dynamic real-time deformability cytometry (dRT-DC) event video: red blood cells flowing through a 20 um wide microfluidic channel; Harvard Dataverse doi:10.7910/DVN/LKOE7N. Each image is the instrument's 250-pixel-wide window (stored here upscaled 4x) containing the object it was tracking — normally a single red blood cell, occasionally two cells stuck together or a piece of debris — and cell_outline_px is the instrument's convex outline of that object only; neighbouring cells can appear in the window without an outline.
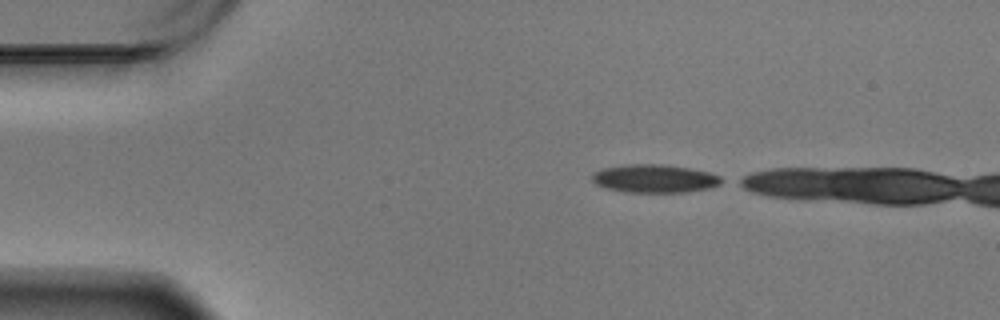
{"species": "Egyptian fruit bat (a non-hibernating species)", "species_latin": "Rousettus aegyptiacus", "temperature_condition": "warm", "stored_images_in_passage": 6, "camera_frame_rate_fps": 3000, "um_per_image_px": 0.085, "animal": {"sex": "male"}, "frame": {"image": 1, "passage_image": 1, "time_ms": 0.0, "image_size_px": [1000, 320], "cell_outline_px": [[728, 180], [712, 188], [688, 192], [624, 192], [604, 188], [596, 184], [592, 180], [592, 172], [604, 168], [628, 164], [660, 164], [688, 168], [708, 172], [720, 176]], "centroid_in_image_um": [55.67, 15.19], "position_along_channel_um": 29.3, "area_um2": 21.5}}